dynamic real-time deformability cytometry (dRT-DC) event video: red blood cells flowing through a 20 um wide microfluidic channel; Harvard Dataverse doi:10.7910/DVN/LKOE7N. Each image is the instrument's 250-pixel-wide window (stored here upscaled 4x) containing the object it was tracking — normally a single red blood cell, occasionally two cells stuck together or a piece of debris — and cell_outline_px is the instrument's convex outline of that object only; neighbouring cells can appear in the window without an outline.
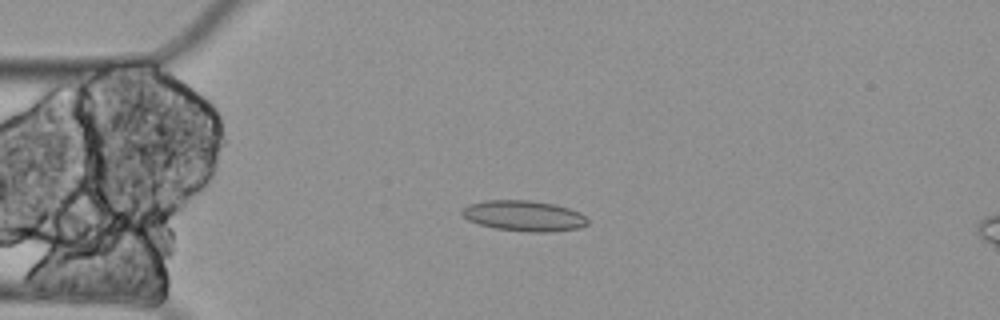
{"species": "Egyptian fruit bat (a non-hibernating species)", "species_latin": "Rousettus aegyptiacus", "temperature_condition": "cold", "stored_images_in_passage": 3, "camera_frame_rate_fps": 3000, "um_per_image_px": 0.085, "animal": {"sex": "female"}, "frame": {"image": 1, "passage_image": 1, "time_ms": 0.0, "image_size_px": [1000, 320], "cell_outline_px": [[588, 224], [580, 228], [548, 232], [528, 232], [496, 228], [480, 224], [468, 220], [460, 212], [468, 204], [488, 200], [528, 200], [552, 204], [568, 208], [580, 212], [588, 220]], "centroid_in_image_um": [44.55, 18.35], "position_along_channel_um": 40.5, "area_um2": 22.25}}